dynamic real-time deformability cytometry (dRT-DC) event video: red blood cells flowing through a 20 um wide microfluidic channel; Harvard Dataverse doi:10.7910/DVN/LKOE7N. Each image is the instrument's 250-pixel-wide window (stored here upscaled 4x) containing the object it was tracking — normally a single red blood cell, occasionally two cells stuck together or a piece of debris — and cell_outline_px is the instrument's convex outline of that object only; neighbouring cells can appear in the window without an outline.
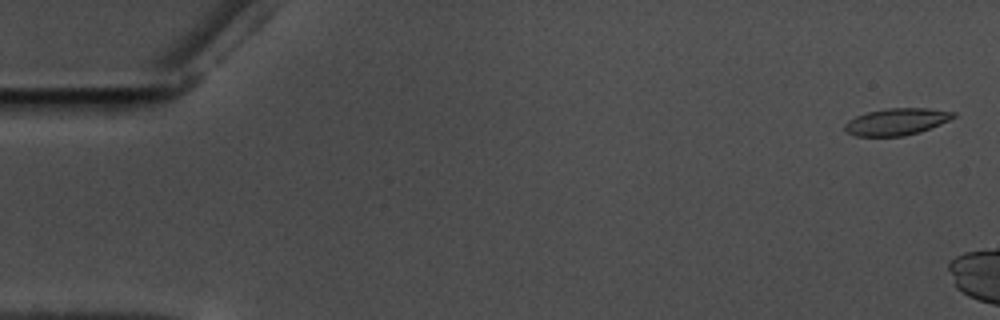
{"species": "common noctule bat (a hibernating species)", "species_latin": "Nyctalus noctula", "temperature_condition": "warm", "stored_images_in_passage": 8, "camera_frame_rate_fps": 3000, "um_per_image_px": 0.085, "animal": {"sex": "male", "body_mass_g": 17.5, "forearm_length_mm": 52.3}, "frame": {"image": 1, "passage_image": 1, "time_ms": 0.0, "image_size_px": [1000, 320], "cell_outline_px": [[956, 116], [940, 124], [920, 132], [904, 136], [856, 136], [844, 132], [844, 124], [848, 120], [856, 116], [868, 112], [888, 108], [928, 108], [956, 112]], "centroid_in_image_um": [76.19, 10.35], "position_along_channel_um": 8.8, "area_um2": 17.05}}